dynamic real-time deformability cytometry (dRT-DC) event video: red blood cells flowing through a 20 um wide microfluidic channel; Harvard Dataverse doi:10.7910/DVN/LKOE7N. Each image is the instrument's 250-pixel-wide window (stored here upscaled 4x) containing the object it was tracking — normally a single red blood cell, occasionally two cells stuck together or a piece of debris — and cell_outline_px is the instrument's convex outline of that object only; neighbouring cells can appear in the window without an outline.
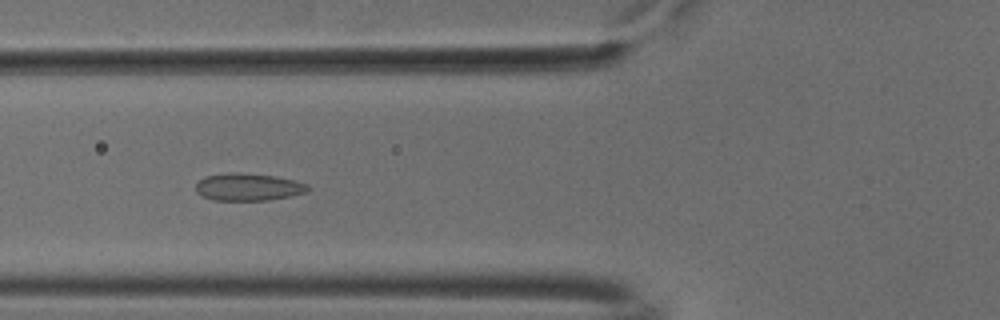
{"species": "common noctule bat (a hibernating species)", "species_latin": "Nyctalus noctula", "temperature_condition": "cold", "stored_images_in_passage": 42, "camera_frame_rate_fps": 3000, "um_per_image_px": 0.085, "animal": {"sex": "male", "body_mass_g": 18.8}, "frame": {"image": 1, "passage_image": 9, "time_ms": 2.667, "image_size_px": [1000, 320], "cell_outline_px": [[312, 188], [304, 192], [292, 196], [268, 200], [212, 200], [196, 192], [196, 184], [204, 176], [232, 172], [236, 172], [276, 176], [296, 180], [308, 184]], "centroid_in_image_um": [21.13, 15.89], "position_along_channel_um": 104.7, "area_um2": 17.98}}
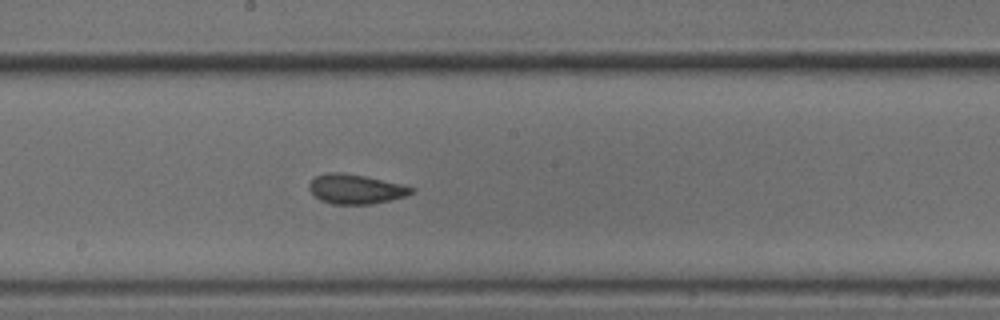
{"frame": {"image": 2, "passage_image": 18, "time_ms": 5.667, "image_size_px": [1000, 320], "cell_outline_px": [[416, 192], [404, 196], [372, 204], [332, 204], [320, 200], [308, 188], [308, 184], [316, 176], [328, 172], [340, 172], [364, 176], [400, 184], [416, 188]], "centroid_in_image_um": [30.23, 16.07], "position_along_channel_um": 218.0, "area_um2": 17.46}}
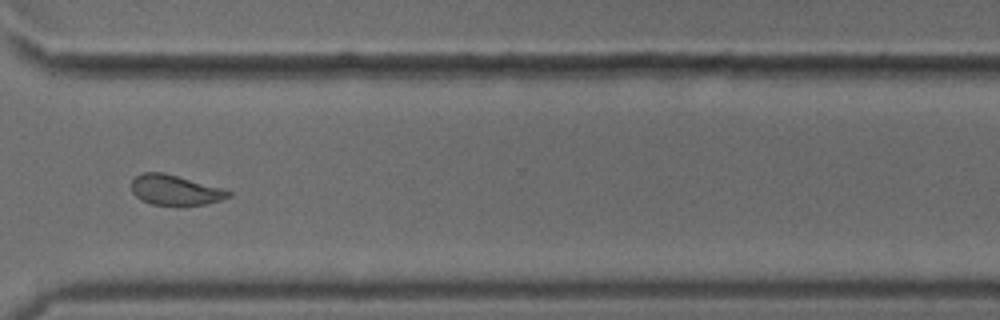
{"frame": {"image": 3, "passage_image": 29, "time_ms": 9.333, "image_size_px": [1000, 320], "cell_outline_px": [[232, 196], [220, 200], [204, 204], [180, 208], [152, 204], [140, 200], [132, 192], [132, 180], [136, 176], [144, 172], [164, 172], [220, 188], [232, 192]], "centroid_in_image_um": [14.87, 16.2], "position_along_channel_um": 355.7, "area_um2": 17.4}, "authors_computed_cell_mechanics": {"area_um2": 17.4267, "velocity_mm_per_s": 3.7589, "shape_relaxation_time_tau1_ms": 10.0822, "shape_relaxation_time_tau2_ms": 1.796, "deformation_change_tau1": 0.136, "deformation_change_tau2": 0.0548}}